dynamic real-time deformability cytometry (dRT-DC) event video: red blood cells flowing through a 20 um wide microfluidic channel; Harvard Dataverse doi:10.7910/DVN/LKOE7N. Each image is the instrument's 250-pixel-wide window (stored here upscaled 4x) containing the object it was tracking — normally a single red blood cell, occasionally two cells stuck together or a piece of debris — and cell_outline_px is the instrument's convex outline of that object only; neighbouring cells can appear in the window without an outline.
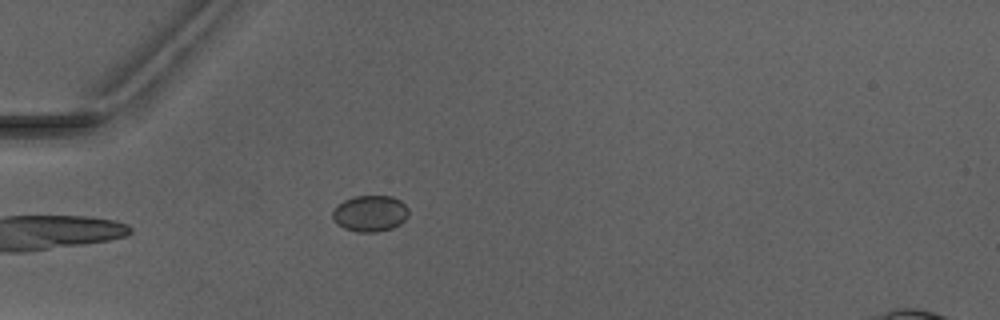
{"species": "Egyptian fruit bat (a non-hibernating species)", "species_latin": "Rousettus aegyptiacus", "temperature_condition": "warm", "stored_images_in_passage": 6, "camera_frame_rate_fps": 3000, "um_per_image_px": 0.085, "animal": {"sex": "male"}, "frame": {"image": 1, "passage_image": 5, "time_ms": 5.0, "image_size_px": [1000, 320], "cell_outline_px": [[408, 216], [400, 224], [392, 228], [376, 232], [360, 232], [344, 228], [336, 224], [332, 216], [332, 212], [344, 200], [352, 196], [392, 196], [400, 200], [408, 208]], "centroid_in_image_um": [31.47, 18.14], "position_along_channel_um": 53.5, "area_um2": 16.01}}